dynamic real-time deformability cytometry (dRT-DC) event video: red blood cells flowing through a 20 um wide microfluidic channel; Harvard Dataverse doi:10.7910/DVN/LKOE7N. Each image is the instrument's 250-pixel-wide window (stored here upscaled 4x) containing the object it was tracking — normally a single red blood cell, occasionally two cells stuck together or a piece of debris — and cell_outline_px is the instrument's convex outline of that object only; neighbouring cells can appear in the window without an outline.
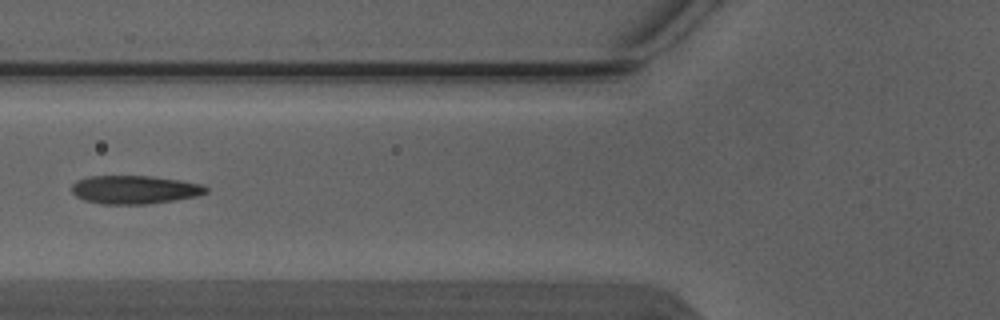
{"species": "Egyptian fruit bat (a non-hibernating species)", "species_latin": "Rousettus aegyptiacus", "temperature_condition": "warm", "stored_images_in_passage": 4, "camera_frame_rate_fps": 3000, "um_per_image_px": 0.085, "animal": {"sex": "male"}, "frame": {"image": 1, "passage_image": 4, "time_ms": 1.0, "image_size_px": [1000, 320], "cell_outline_px": [[208, 192], [196, 196], [148, 204], [100, 204], [84, 200], [76, 196], [72, 192], [72, 184], [76, 180], [88, 176], [148, 176], [180, 180], [204, 184], [208, 188]], "centroid_in_image_um": [11.43, 16.12], "position_along_channel_um": 114.4, "area_um2": 22.25}}